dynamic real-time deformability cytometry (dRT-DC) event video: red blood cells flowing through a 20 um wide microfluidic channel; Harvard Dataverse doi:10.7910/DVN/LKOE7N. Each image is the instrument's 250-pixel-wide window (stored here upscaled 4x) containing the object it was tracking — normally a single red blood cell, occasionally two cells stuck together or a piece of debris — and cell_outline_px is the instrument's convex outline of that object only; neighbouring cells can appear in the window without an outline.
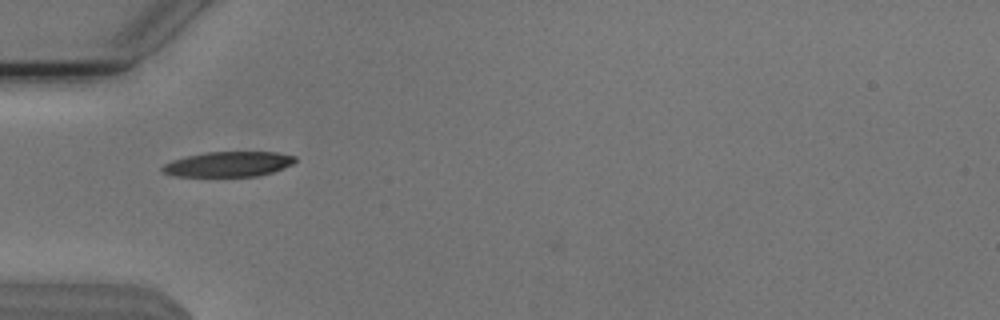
{"species": "Egyptian fruit bat (a non-hibernating species)", "species_latin": "Rousettus aegyptiacus", "temperature_condition": "cold", "stored_images_in_passage": 35, "camera_frame_rate_fps": 3000, "um_per_image_px": 0.085, "animal": {"sex": "male"}, "frame": {"image": 1, "passage_image": 2, "time_ms": 0.333, "image_size_px": [1000, 320], "cell_outline_px": [[296, 160], [292, 164], [284, 168], [272, 172], [256, 176], [172, 176], [164, 172], [160, 168], [164, 164], [172, 160], [188, 156], [208, 152], [276, 152], [296, 156]], "centroid_in_image_um": [19.42, 13.95], "position_along_channel_um": 65.6, "area_um2": 19.31}}
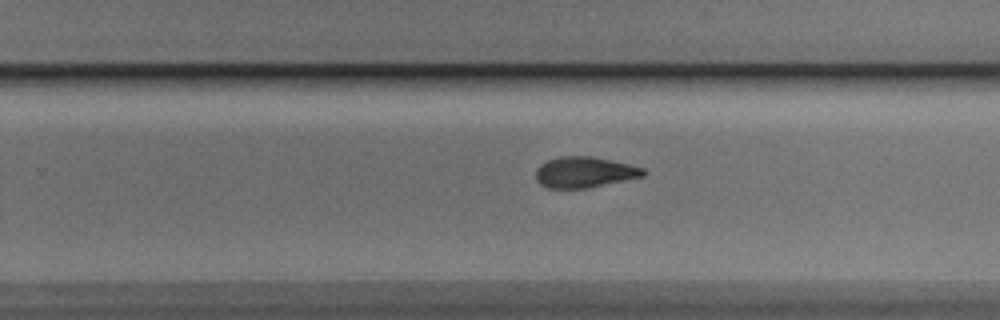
{"frame": {"image": 2, "passage_image": 19, "time_ms": 6.0, "image_size_px": [1000, 320], "cell_outline_px": [[644, 176], [588, 188], [548, 188], [540, 184], [536, 180], [536, 168], [540, 164], [548, 160], [560, 156], [592, 156], [628, 164], [644, 168]], "centroid_in_image_um": [49.65, 14.64], "position_along_channel_um": 280.2, "area_um2": 19.25}}
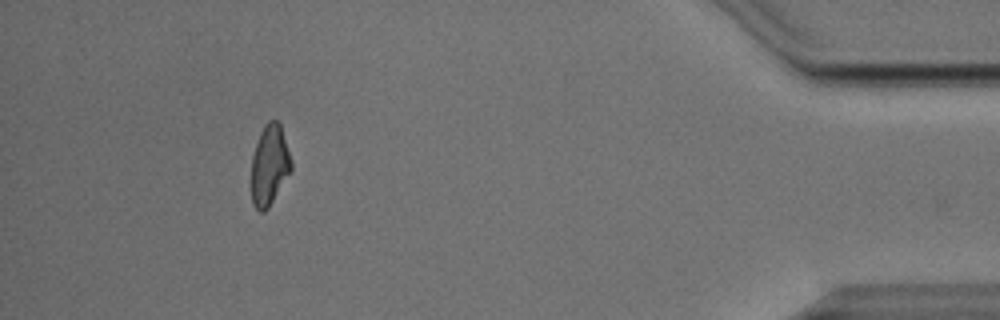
{"frame": {"image": 3, "passage_image": 34, "time_ms": 11.0, "image_size_px": [1000, 320], "cell_outline_px": [[292, 168], [268, 208], [264, 212], [260, 212], [252, 204], [252, 156], [260, 132], [264, 124], [268, 120], [276, 120], [280, 124], [292, 160]], "centroid_in_image_um": [22.9, 14.02], "position_along_channel_um": 412.3, "area_um2": 18.5}, "authors_computed_cell_mechanics": {"area_um2": 19.5364, "velocity_mm_per_s": 3.8136, "shape_relaxation_time_tau1_ms": 2.9737, "shape_relaxation_time_tau2_ms": 2.0942, "deformation_change_tau1": 0.1522, "deformation_change_tau2": 0.0937}}